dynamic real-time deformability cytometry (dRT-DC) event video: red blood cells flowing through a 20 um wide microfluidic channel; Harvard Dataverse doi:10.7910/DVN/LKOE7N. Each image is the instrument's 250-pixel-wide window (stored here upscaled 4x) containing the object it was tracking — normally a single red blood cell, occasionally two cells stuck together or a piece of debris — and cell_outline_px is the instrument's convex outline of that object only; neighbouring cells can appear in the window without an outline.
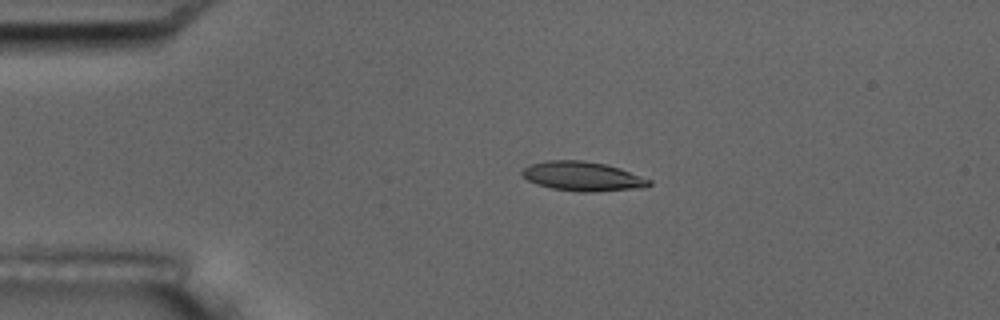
{"species": "common noctule bat (a hibernating species)", "species_latin": "Nyctalus noctula", "temperature_condition": "room temperature", "stored_images_in_passage": 5, "camera_frame_rate_fps": 3000, "um_per_image_px": 0.085, "animal": {"sex": "male", "body_mass_g": 17.5, "forearm_length_mm": 52.3}, "frame": {"image": 1, "passage_image": 4, "time_ms": 3.667, "image_size_px": [1000, 320], "cell_outline_px": [[652, 184], [644, 188], [592, 192], [580, 192], [552, 188], [536, 184], [528, 180], [520, 172], [524, 168], [532, 164], [548, 160], [584, 160], [604, 164], [620, 168], [652, 180]], "centroid_in_image_um": [49.56, 14.99], "position_along_channel_um": 35.4, "area_um2": 21.73}}